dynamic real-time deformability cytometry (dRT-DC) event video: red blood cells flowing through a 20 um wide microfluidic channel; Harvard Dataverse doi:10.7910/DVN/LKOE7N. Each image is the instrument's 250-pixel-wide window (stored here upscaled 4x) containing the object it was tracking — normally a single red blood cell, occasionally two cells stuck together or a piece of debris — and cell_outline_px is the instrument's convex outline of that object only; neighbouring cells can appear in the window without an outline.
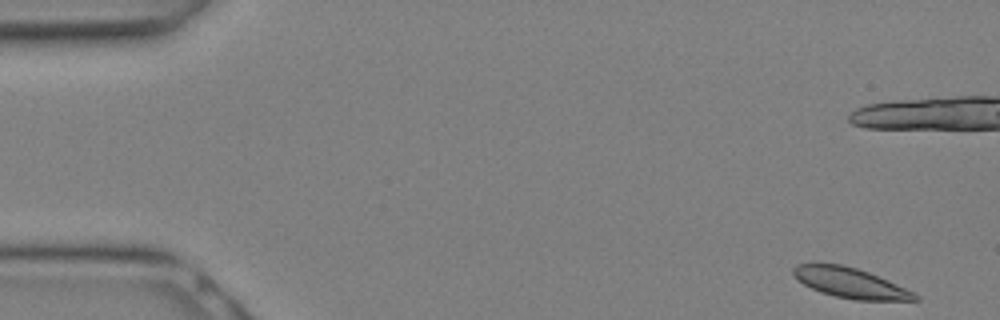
{"species": "Egyptian fruit bat (a non-hibernating species)", "species_latin": "Rousettus aegyptiacus", "temperature_condition": "warm", "stored_images_in_passage": 29, "camera_frame_rate_fps": 3000, "um_per_image_px": 0.085, "animal": {"sex": "female"}, "frame": {"image": 1, "passage_image": 1, "time_ms": 0.0, "image_size_px": [1000, 320], "cell_outline_px": [[920, 300], [856, 300], [836, 296], [820, 292], [804, 284], [792, 272], [792, 268], [796, 264], [840, 264], [856, 268], [868, 272], [904, 288], [920, 296]], "centroid_in_image_um": [72.27, 24.05], "position_along_channel_um": 12.7, "area_um2": 20.81}}
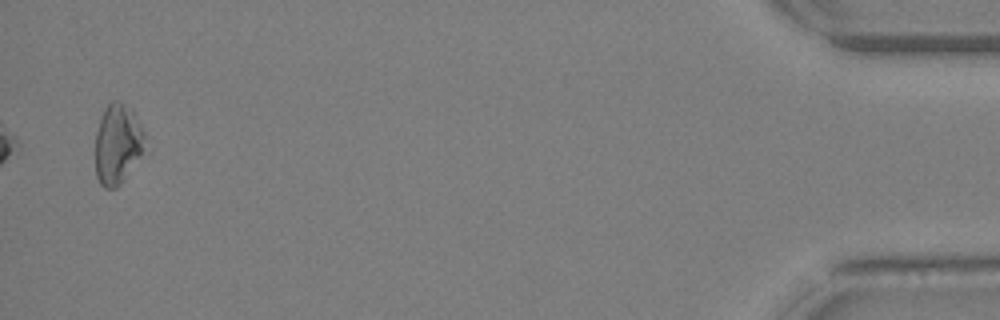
{"frame": {"image": 2, "passage_image": 29, "time_ms": 9.333, "image_size_px": [1000, 320], "cell_outline_px": [[144, 136], [140, 152], [124, 180], [116, 188], [104, 188], [100, 184], [96, 176], [96, 132], [104, 108], [112, 100], [120, 100], [132, 112], [144, 132]], "centroid_in_image_um": [9.93, 12.24], "position_along_channel_um": 425.3, "area_um2": 22.37}}